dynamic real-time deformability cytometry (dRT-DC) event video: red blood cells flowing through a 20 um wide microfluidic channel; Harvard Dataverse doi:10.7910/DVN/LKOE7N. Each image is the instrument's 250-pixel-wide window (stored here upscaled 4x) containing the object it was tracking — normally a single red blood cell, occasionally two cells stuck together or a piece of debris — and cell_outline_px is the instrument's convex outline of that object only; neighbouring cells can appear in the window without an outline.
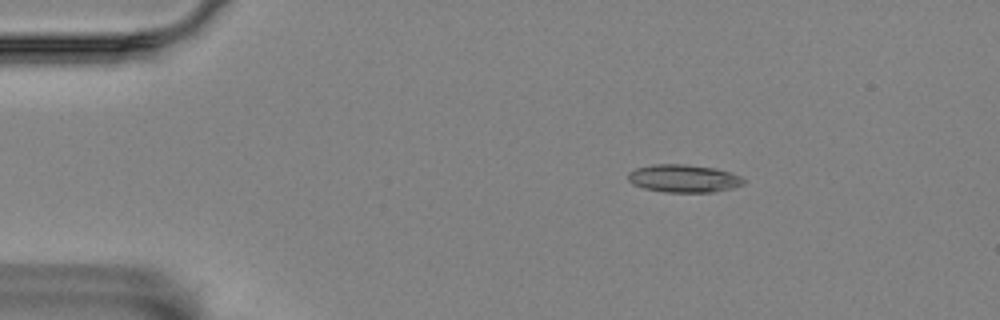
{"species": "Egyptian fruit bat (a non-hibernating species)", "species_latin": "Rousettus aegyptiacus", "temperature_condition": "room temperature", "stored_images_in_passage": 4, "camera_frame_rate_fps": 3000, "um_per_image_px": 0.085, "animal": {"sex": "female"}, "frame": {"image": 1, "passage_image": 1, "time_ms": 0.0, "image_size_px": [1000, 320], "cell_outline_px": [[748, 180], [744, 184], [732, 188], [712, 192], [664, 192], [644, 188], [632, 184], [628, 180], [628, 172], [636, 168], [652, 164], [688, 164], [716, 168], [740, 176]], "centroid_in_image_um": [58.12, 15.16], "position_along_channel_um": 26.9, "area_um2": 18.9}}
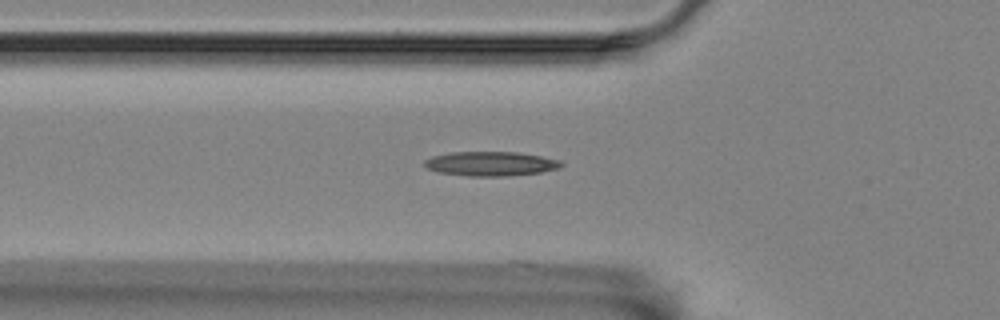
{"frame": {"image": 2, "passage_image": 4, "time_ms": 1.0, "image_size_px": [1000, 320], "cell_outline_px": [[564, 164], [560, 168], [540, 172], [508, 176], [468, 176], [436, 172], [428, 168], [424, 164], [424, 160], [432, 156], [452, 152], [520, 152], [560, 160]], "centroid_in_image_um": [41.71, 13.92], "position_along_channel_um": 84.1, "area_um2": 19.48}}